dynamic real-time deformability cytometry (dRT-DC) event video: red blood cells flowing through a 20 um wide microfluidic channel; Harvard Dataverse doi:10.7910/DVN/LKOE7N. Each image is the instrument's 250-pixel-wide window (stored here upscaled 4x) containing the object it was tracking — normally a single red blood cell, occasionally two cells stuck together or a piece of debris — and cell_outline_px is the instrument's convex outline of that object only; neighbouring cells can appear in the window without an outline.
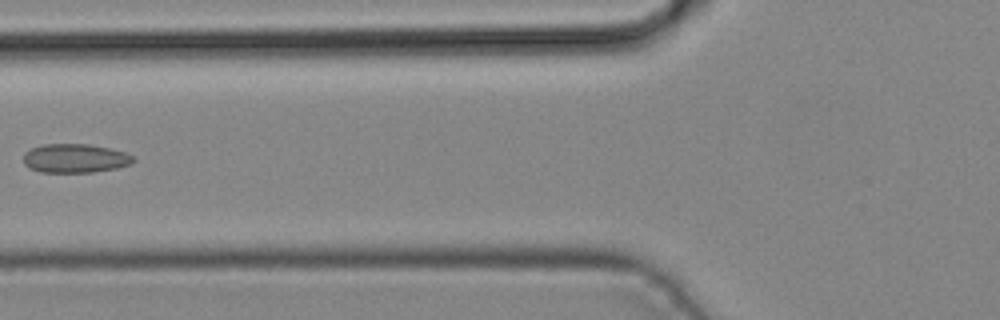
{"species": "common noctule bat (a hibernating species)", "species_latin": "Nyctalus noctula", "temperature_condition": "cold", "stored_images_in_passage": 6, "camera_frame_rate_fps": 3000, "um_per_image_px": 0.085, "animal": {"sex": "male", "body_mass_g": 19.2, "forearm_length_mm": 51.8}, "frame": {"image": 1, "passage_image": 6, "time_ms": 1.667, "image_size_px": [1000, 320], "cell_outline_px": [[136, 160], [132, 164], [116, 168], [92, 172], [40, 172], [28, 168], [24, 164], [24, 152], [40, 144], [88, 144], [108, 148], [124, 152], [132, 156]], "centroid_in_image_um": [6.36, 13.46], "position_along_channel_um": 119.4, "area_um2": 18.55}}